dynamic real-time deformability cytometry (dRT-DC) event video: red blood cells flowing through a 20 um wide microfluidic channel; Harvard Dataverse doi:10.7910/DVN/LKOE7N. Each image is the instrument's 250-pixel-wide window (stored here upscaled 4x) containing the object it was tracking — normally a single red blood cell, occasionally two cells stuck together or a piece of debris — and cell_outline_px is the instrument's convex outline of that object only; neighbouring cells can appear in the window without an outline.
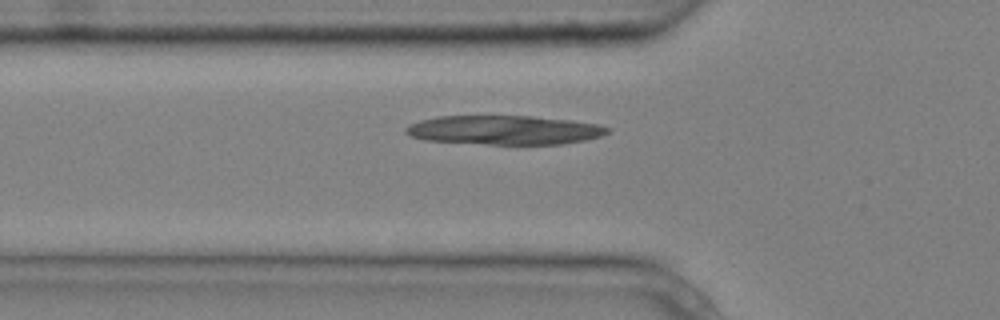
{"species": "common noctule bat (a hibernating species)", "species_latin": "Nyctalus noctula", "temperature_condition": "cold", "stored_images_in_passage": 5, "camera_frame_rate_fps": 3000, "um_per_image_px": 0.085, "animal": {"sex": "male", "body_mass_g": 20.4}, "frame": {"image": 1, "passage_image": 5, "time_ms": 1.333, "image_size_px": [1000, 320], "cell_outline_px": [[612, 128], [608, 132], [600, 136], [584, 140], [560, 144], [488, 144], [424, 140], [412, 136], [404, 132], [404, 128], [408, 124], [420, 120], [436, 116], [532, 116], [572, 120], [596, 124]], "centroid_in_image_um": [42.83, 11.04], "position_along_channel_um": 83.0, "area_um2": 34.22}}